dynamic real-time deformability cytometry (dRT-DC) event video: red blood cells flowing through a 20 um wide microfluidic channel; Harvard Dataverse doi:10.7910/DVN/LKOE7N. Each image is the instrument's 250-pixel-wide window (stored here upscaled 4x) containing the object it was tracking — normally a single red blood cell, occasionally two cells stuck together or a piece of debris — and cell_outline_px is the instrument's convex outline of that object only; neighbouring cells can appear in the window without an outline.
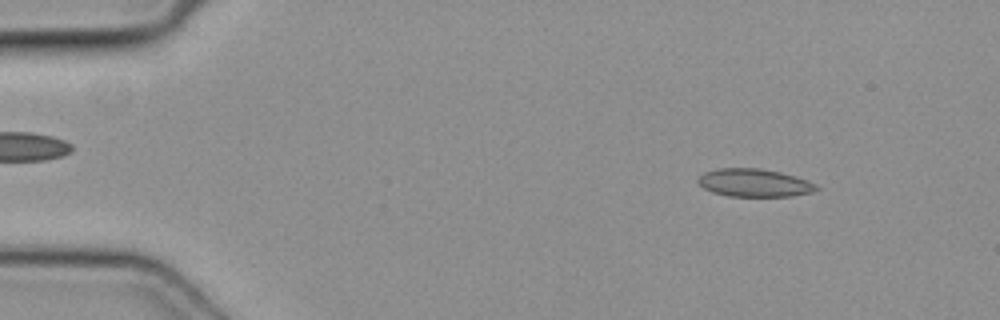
{"species": "common noctule bat (a hibernating species)", "species_latin": "Nyctalus noctula", "temperature_condition": "cold", "stored_images_in_passage": 49, "camera_frame_rate_fps": 3000, "um_per_image_px": 0.085, "animal": {"sex": "female", "body_mass_g": 19.3, "forearm_length_mm": 54.1}, "frame": {"image": 1, "passage_image": 6, "time_ms": 1.667, "image_size_px": [1000, 320], "cell_outline_px": [[820, 188], [812, 192], [792, 196], [728, 196], [712, 192], [704, 188], [696, 180], [704, 172], [716, 168], [760, 168], [780, 172], [796, 176], [816, 184]], "centroid_in_image_um": [64.11, 15.53], "position_along_channel_um": 20.9, "area_um2": 19.31}}
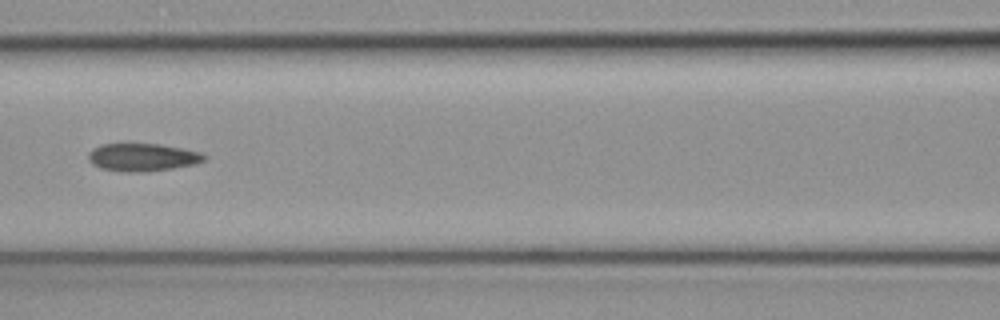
{"frame": {"image": 2, "passage_image": 22, "time_ms": 7.0, "image_size_px": [1000, 320], "cell_outline_px": [[208, 156], [204, 160], [196, 164], [148, 172], [124, 172], [100, 168], [92, 164], [88, 160], [88, 152], [92, 148], [100, 144], [160, 144], [200, 152]], "centroid_in_image_um": [12.08, 13.37], "position_along_channel_um": 154.5, "area_um2": 18.9}}
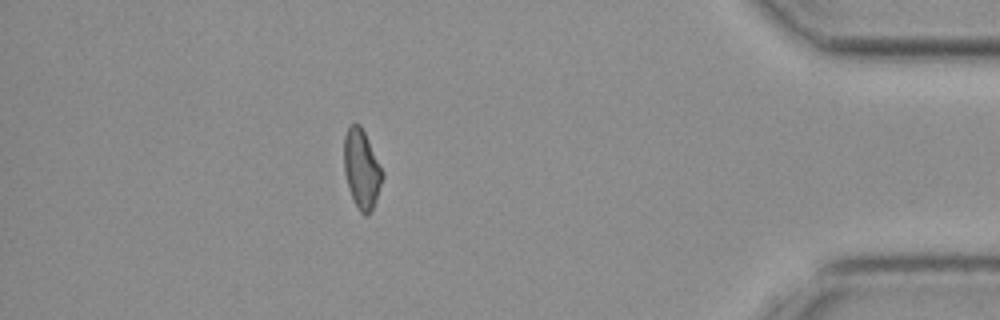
{"frame": {"image": 3, "passage_image": 43, "time_ms": 14.0, "image_size_px": [1000, 320], "cell_outline_px": [[384, 176], [372, 208], [368, 216], [364, 216], [360, 212], [348, 188], [344, 172], [344, 136], [348, 128], [352, 124], [360, 124], [384, 172]], "centroid_in_image_um": [30.73, 14.37], "position_along_channel_um": 404.5, "area_um2": 17.46}}